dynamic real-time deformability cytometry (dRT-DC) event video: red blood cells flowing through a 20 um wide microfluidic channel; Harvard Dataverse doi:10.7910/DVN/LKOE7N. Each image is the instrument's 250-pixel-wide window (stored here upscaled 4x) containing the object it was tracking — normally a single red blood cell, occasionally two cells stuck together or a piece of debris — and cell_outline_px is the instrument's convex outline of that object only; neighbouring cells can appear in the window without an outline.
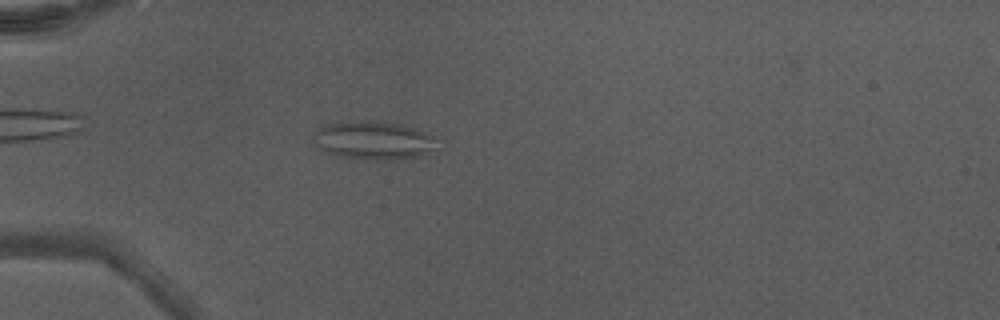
{"species": "Egyptian fruit bat (a non-hibernating species)", "species_latin": "Rousettus aegyptiacus", "temperature_condition": "warm", "stored_images_in_passage": 49, "camera_frame_rate_fps": 3000, "um_per_image_px": 0.085, "animal": {"sex": "male"}, "frame": {"image": 1, "passage_image": 16, "time_ms": 5.0, "image_size_px": [1000, 320], "cell_outline_px": [[432, 148], [420, 156], [376, 160], [340, 156], [324, 152], [316, 144], [312, 136], [312, 132], [324, 124], [340, 120], [368, 120], [396, 124], [412, 128], [424, 132], [432, 136]], "centroid_in_image_um": [31.57, 11.9], "position_along_channel_um": 53.4, "area_um2": 27.17}}
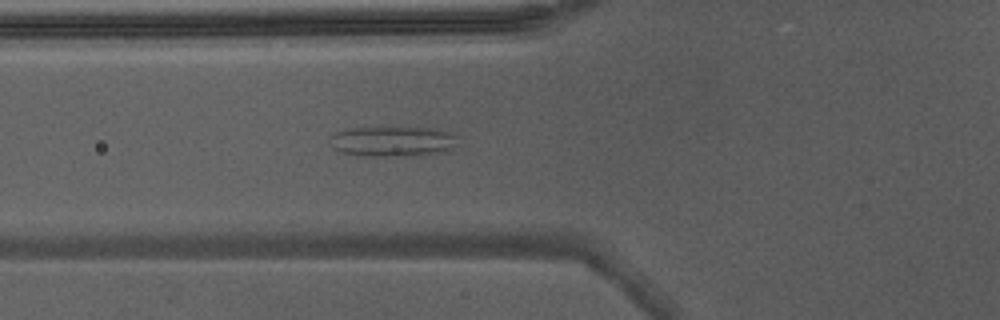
{"frame": {"image": 2, "passage_image": 20, "time_ms": 6.333, "image_size_px": [1000, 320], "cell_outline_px": [[456, 136], [452, 148], [436, 152], [416, 156], [368, 156], [344, 152], [336, 148], [332, 136], [336, 132], [352, 128], [432, 128], [448, 132]], "centroid_in_image_um": [33.41, 12.02], "position_along_channel_um": 92.4, "area_um2": 21.62}}
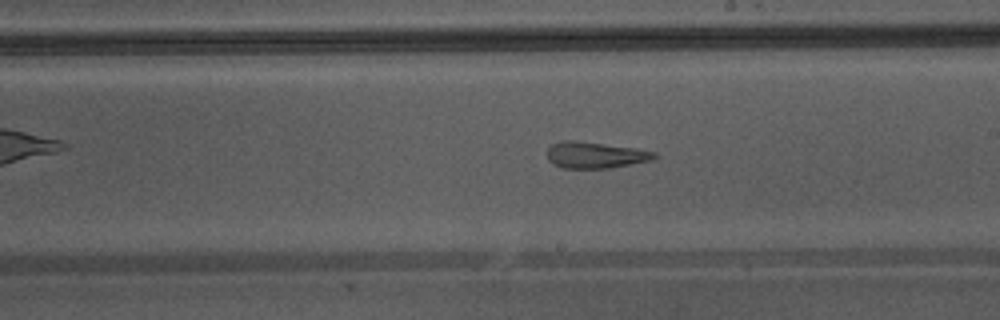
{"frame": {"image": 3, "passage_image": 30, "time_ms": 9.667, "image_size_px": [1000, 320], "cell_outline_px": [[656, 156], [652, 160], [608, 168], [564, 168], [552, 164], [548, 160], [548, 148], [552, 144], [564, 140], [572, 140], [636, 148], [656, 152]], "centroid_in_image_um": [50.58, 13.18], "position_along_channel_um": 238.4, "area_um2": 16.3}, "authors_computed_cell_mechanics": {"area_um2": 21.5594, "velocity_mm_per_s": 4.3761, "shape_relaxation_time_tau1_ms": null, "shape_relaxation_time_tau2_ms": 2.6223, "deformation_change_tau1": null, "deformation_change_tau2": 0.1175}}